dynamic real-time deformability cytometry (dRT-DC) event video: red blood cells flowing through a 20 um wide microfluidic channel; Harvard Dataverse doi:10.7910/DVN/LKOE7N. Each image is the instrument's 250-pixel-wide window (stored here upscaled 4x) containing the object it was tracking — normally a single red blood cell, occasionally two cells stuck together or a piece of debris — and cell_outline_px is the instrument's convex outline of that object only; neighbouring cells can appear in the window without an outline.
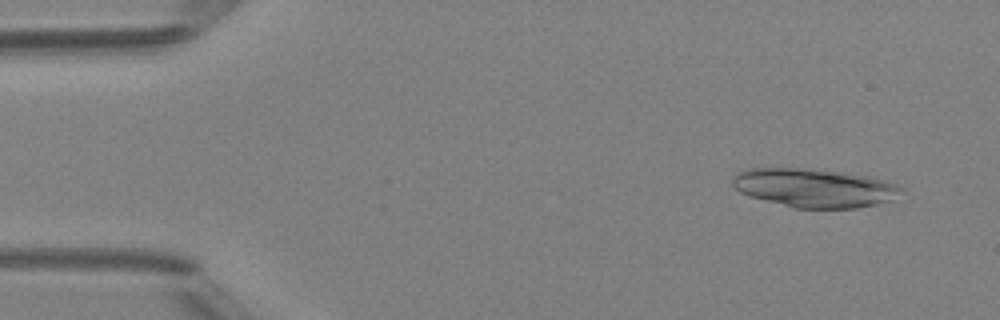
{"species": "Egyptian fruit bat (a non-hibernating species)", "species_latin": "Rousettus aegyptiacus", "temperature_condition": "room temperature", "stored_images_in_passage": 48, "segment_of_instrument_passage": [1, 2], "camera_frame_rate_fps": 3000, "um_per_image_px": 0.085, "animal": {"sex": "female"}, "frame": {"image": 1, "passage_image": 4, "time_ms": 1.0, "image_size_px": [1000, 320], "cell_outline_px": [[904, 192], [896, 200], [856, 208], [796, 208], [748, 196], [740, 192], [732, 184], [732, 176], [736, 172], [744, 168], [804, 168], [840, 172], [868, 176], [884, 180], [896, 184], [904, 188]], "centroid_in_image_um": [69.24, 15.97], "position_along_channel_um": 15.8, "area_um2": 38.38}}